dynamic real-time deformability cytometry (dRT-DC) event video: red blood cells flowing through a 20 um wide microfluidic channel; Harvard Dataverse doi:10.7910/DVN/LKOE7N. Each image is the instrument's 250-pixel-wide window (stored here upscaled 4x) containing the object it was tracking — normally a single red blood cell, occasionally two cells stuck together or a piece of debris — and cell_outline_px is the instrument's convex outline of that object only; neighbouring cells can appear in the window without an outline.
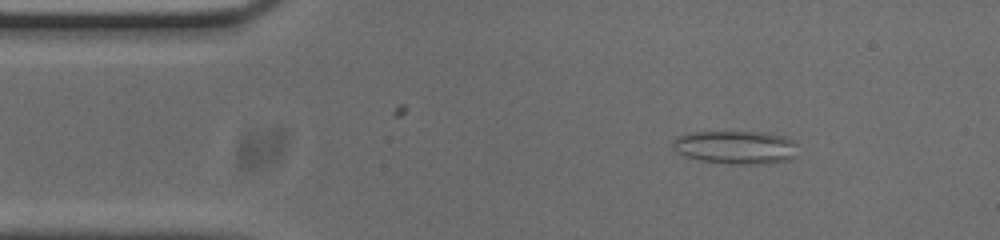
{"species": "common noctule bat (a hibernating species)", "species_latin": "Nyctalus noctula", "temperature_condition": "cold", "stored_images_in_passage": 49, "camera_frame_rate_fps": 3000, "um_per_image_px": 0.085, "animal": {"sex": "male", "body_mass_g": 20.0, "forearm_length_mm": 53.3}, "frame": {"image": 1, "passage_image": 3, "time_ms": 0.667, "image_size_px": [1000, 240], "cell_outline_px": [[796, 156], [788, 160], [768, 164], [728, 164], [700, 160], [684, 156], [676, 152], [672, 148], [672, 140], [676, 136], [688, 132], [764, 132], [784, 136], [792, 140], [796, 144]], "centroid_in_image_um": [62.5, 12.52], "position_along_channel_um": 22.5, "area_um2": 24.68}}
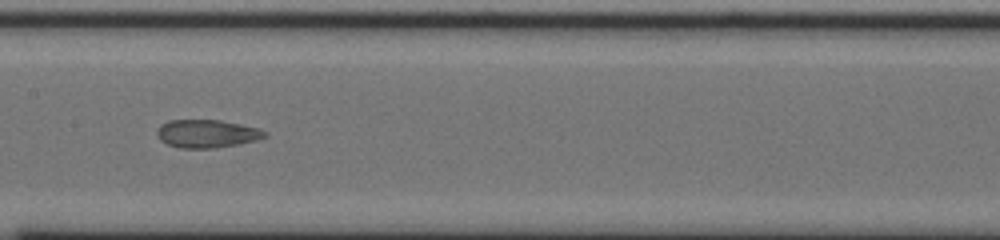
{"frame": {"image": 2, "passage_image": 21, "time_ms": 6.667, "image_size_px": [1000, 240], "cell_outline_px": [[268, 136], [256, 140], [236, 144], [212, 148], [180, 148], [168, 144], [160, 140], [156, 132], [160, 124], [168, 120], [220, 120], [240, 124], [256, 128], [268, 132]], "centroid_in_image_um": [17.56, 11.35], "position_along_channel_um": 189.8, "area_um2": 17.51}}
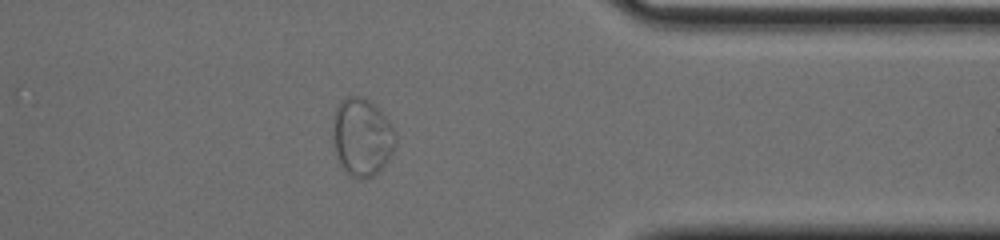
{"frame": {"image": 3, "passage_image": 38, "time_ms": 12.333, "image_size_px": [1000, 240], "cell_outline_px": [[396, 140], [392, 152], [384, 164], [372, 176], [364, 180], [356, 180], [348, 176], [344, 172], [340, 164], [336, 152], [332, 136], [332, 124], [336, 108], [340, 100], [344, 96], [360, 96], [368, 100], [392, 124], [396, 136]], "centroid_in_image_um": [30.73, 11.67], "position_along_channel_um": 380.7, "area_um2": 28.55}}